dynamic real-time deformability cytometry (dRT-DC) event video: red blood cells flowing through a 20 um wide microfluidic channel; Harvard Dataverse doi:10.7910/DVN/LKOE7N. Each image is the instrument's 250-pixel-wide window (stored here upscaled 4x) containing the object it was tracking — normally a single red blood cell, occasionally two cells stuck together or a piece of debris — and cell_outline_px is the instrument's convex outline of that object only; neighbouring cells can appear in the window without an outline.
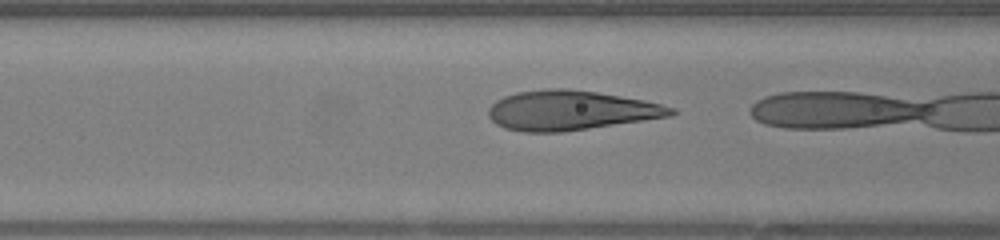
{"species": "human", "species_latin": "Homo sapiens", "temperature_condition": "warm", "stored_images_in_passage": 15, "camera_frame_rate_fps": 3000, "um_per_image_px": 0.085, "donor": {"sex": "female"}, "frame": {"image": 1, "passage_image": 14, "time_ms": 4.333, "image_size_px": [1000, 240], "cell_outline_px": [[676, 112], [672, 116], [564, 132], [524, 132], [504, 128], [496, 124], [488, 116], [488, 108], [496, 100], [504, 96], [516, 92], [548, 88], [564, 88], [596, 92], [644, 100], [676, 108]], "centroid_in_image_um": [48.48, 9.39], "position_along_channel_um": 118.1, "area_um2": 42.25}}